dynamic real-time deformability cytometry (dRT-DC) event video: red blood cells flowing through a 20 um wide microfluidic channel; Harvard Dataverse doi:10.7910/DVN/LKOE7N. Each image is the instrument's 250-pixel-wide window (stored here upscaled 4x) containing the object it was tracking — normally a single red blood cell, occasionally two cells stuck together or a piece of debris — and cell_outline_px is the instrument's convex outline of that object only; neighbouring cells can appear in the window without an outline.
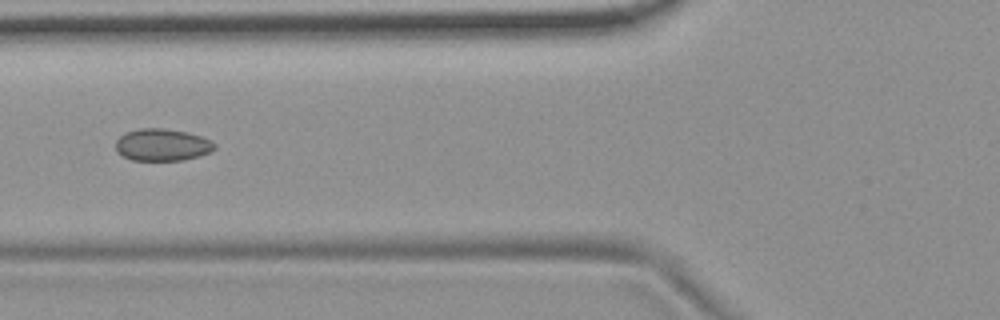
{"species": "common noctule bat (a hibernating species)", "species_latin": "Nyctalus noctula", "temperature_condition": "room temperature", "stored_images_in_passage": 6, "camera_frame_rate_fps": 3000, "um_per_image_px": 0.085, "animal": {"sex": "female", "body_mass_g": 19.9}, "frame": {"image": 1, "passage_image": 3, "time_ms": 0.667, "image_size_px": [1000, 320], "cell_outline_px": [[216, 148], [212, 152], [200, 156], [184, 160], [132, 160], [116, 152], [116, 140], [124, 132], [140, 128], [164, 128], [188, 132], [200, 136], [216, 144]], "centroid_in_image_um": [13.79, 12.31], "position_along_channel_um": 112.0, "area_um2": 18.67}}
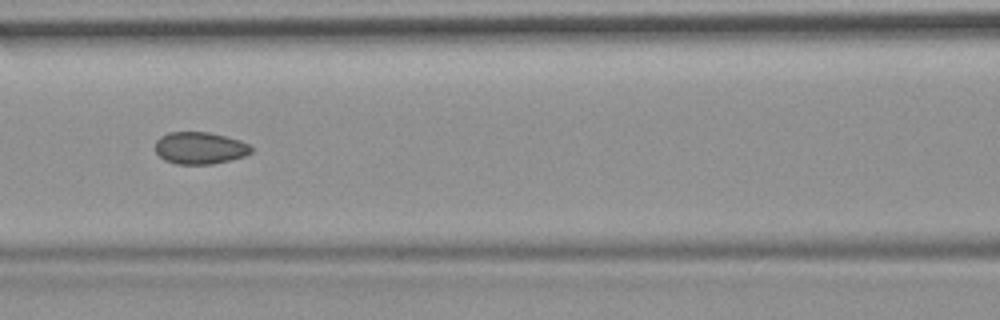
{"frame": {"image": 2, "passage_image": 4, "time_ms": 1.0, "image_size_px": [1000, 320], "cell_outline_px": [[252, 152], [244, 156], [212, 164], [176, 164], [164, 160], [156, 152], [156, 140], [160, 136], [168, 132], [208, 132], [240, 140], [248, 144], [252, 148]], "centroid_in_image_um": [16.97, 12.58], "position_along_channel_um": 149.6, "area_um2": 17.86}}
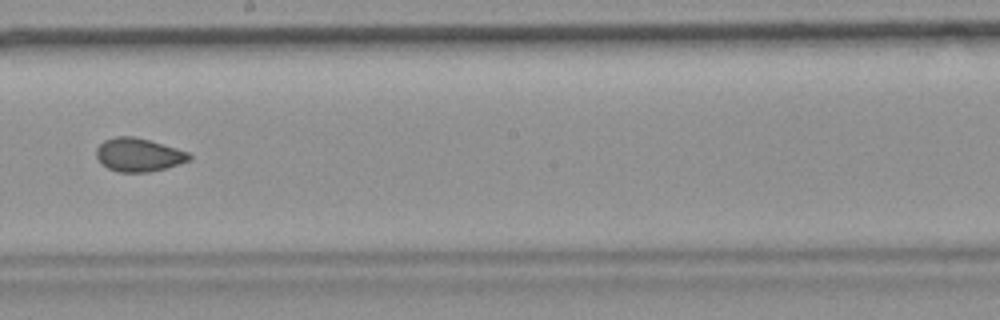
{"frame": {"image": 3, "passage_image": 6, "time_ms": 1.667, "image_size_px": [1000, 320], "cell_outline_px": [[192, 156], [188, 160], [164, 168], [148, 172], [116, 172], [108, 168], [96, 156], [96, 148], [104, 140], [116, 136], [132, 136], [148, 140], [176, 148], [188, 152]], "centroid_in_image_um": [11.74, 13.15], "position_along_channel_um": 236.5, "area_um2": 17.74}}